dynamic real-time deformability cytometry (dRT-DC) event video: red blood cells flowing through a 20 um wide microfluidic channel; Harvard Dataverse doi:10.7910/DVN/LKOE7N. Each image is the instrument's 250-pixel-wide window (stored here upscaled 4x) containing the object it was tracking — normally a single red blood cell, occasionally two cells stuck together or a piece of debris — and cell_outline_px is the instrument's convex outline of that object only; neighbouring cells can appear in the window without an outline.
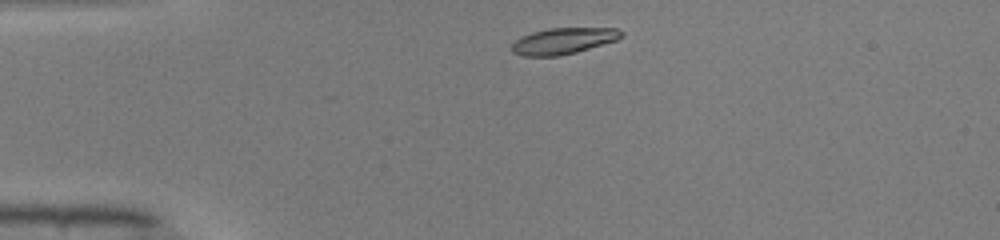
{"species": "common noctule bat (a hibernating species)", "species_latin": "Nyctalus noctula", "temperature_condition": "warm", "stored_images_in_passage": 39, "camera_frame_rate_fps": 3000, "um_per_image_px": 0.085, "animal": {"sex": "male", "body_mass_g": 19.0, "forearm_length_mm": 50.8}, "frame": {"image": 1, "passage_image": 1, "time_ms": 0.0, "image_size_px": [1000, 240], "cell_outline_px": [[624, 36], [616, 40], [576, 52], [560, 56], [524, 56], [512, 52], [512, 44], [516, 40], [532, 32], [548, 28], [616, 28], [624, 32]], "centroid_in_image_um": [47.9, 3.48], "position_along_channel_um": 37.1, "area_um2": 16.65}}
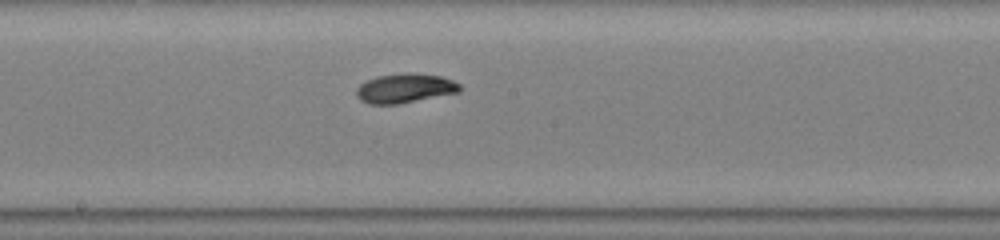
{"frame": {"image": 2, "passage_image": 17, "time_ms": 5.333, "image_size_px": [1000, 240], "cell_outline_px": [[460, 92], [396, 104], [368, 104], [360, 100], [356, 96], [356, 88], [360, 84], [376, 76], [412, 72], [416, 72], [440, 76], [452, 80], [460, 84]], "centroid_in_image_um": [34.4, 7.49], "position_along_channel_um": 213.8, "area_um2": 17.69}}
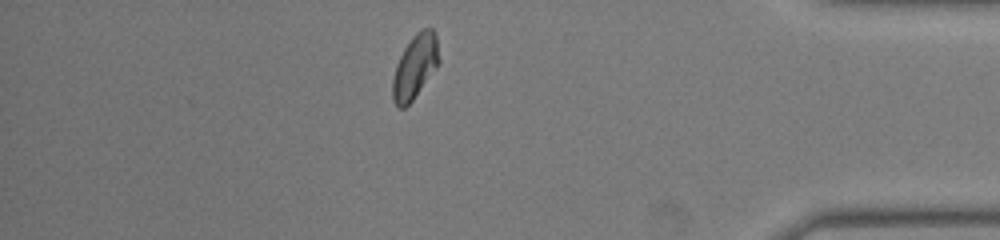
{"frame": {"image": 3, "passage_image": 33, "time_ms": 10.667, "image_size_px": [1000, 240], "cell_outline_px": [[440, 64], [412, 100], [404, 108], [400, 108], [392, 100], [392, 80], [396, 64], [404, 48], [412, 36], [420, 28], [432, 28], [436, 32], [440, 60]], "centroid_in_image_um": [35.29, 5.63], "position_along_channel_um": 399.9, "area_um2": 17.51}, "authors_computed_cell_mechanics": {"area_um2": 17.1088, "velocity_mm_per_s": 4.093, "shape_relaxation_time_tau1_ms": 2.6558, "shape_relaxation_time_tau2_ms": 1.7137, "deformation_change_tau1": 0.1483, "deformation_change_tau2": 0.042}}